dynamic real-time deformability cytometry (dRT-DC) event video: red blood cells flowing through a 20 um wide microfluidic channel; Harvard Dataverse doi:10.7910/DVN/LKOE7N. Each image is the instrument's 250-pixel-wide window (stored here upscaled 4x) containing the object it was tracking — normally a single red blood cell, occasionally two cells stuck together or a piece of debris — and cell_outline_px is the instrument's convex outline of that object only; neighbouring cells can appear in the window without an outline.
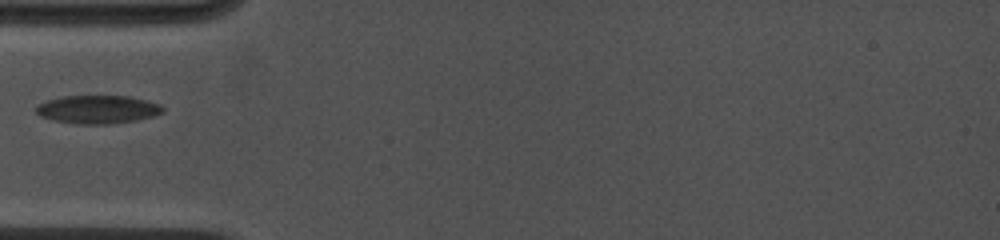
{"species": "common noctule bat (a hibernating species)", "species_latin": "Nyctalus noctula", "temperature_condition": "cold", "stored_images_in_passage": 25, "camera_frame_rate_fps": 4500, "um_per_image_px": 0.085, "animal": {"sex": "female", "body_mass_g": 19.0, "forearm_length_mm": 53.3}, "frame": {"image": 1, "passage_image": 1, "time_ms": 0.0, "image_size_px": [1000, 240], "cell_outline_px": [[164, 112], [152, 116], [136, 120], [108, 124], [76, 124], [52, 120], [40, 116], [36, 112], [36, 104], [60, 96], [128, 96], [160, 104], [164, 108]], "centroid_in_image_um": [8.27, 9.3], "position_along_channel_um": 76.7, "area_um2": 20.87}}
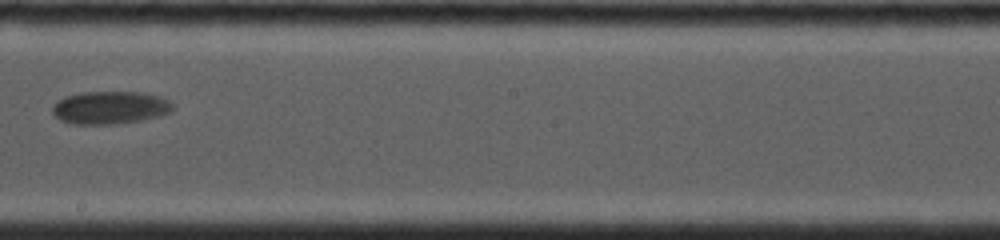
{"frame": {"image": 2, "passage_image": 11, "time_ms": 4.444, "image_size_px": [1000, 240], "cell_outline_px": [[172, 112], [160, 116], [140, 120], [116, 124], [72, 124], [60, 120], [52, 112], [52, 108], [64, 96], [80, 92], [140, 92], [160, 96], [168, 100], [172, 104]], "centroid_in_image_um": [9.36, 9.15], "position_along_channel_um": 238.8, "area_um2": 23.0}}
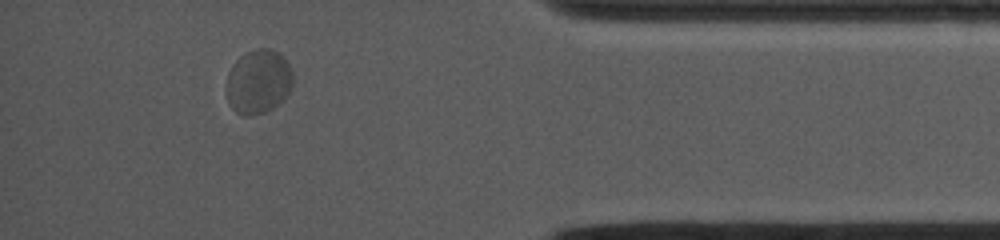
{"frame": {"image": 3, "passage_image": 22, "time_ms": 9.778, "image_size_px": [1000, 240], "cell_outline_px": [[292, 88], [284, 100], [272, 108], [264, 112], [252, 116], [244, 116], [236, 112], [228, 104], [228, 72], [232, 64], [244, 52], [256, 48], [272, 48], [280, 52], [284, 56], [292, 72]], "centroid_in_image_um": [21.98, 6.92], "position_along_channel_um": 413.2, "area_um2": 25.2}}